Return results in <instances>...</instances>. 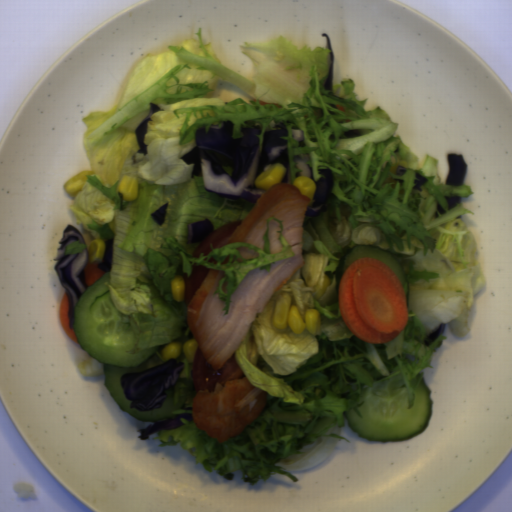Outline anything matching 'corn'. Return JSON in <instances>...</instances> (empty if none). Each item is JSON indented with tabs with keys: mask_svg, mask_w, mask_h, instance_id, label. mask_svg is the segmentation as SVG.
<instances>
[{
	"mask_svg": "<svg viewBox=\"0 0 512 512\" xmlns=\"http://www.w3.org/2000/svg\"><path fill=\"white\" fill-rule=\"evenodd\" d=\"M199 343L196 338L187 339L183 343V353L187 362L193 363Z\"/></svg>",
	"mask_w": 512,
	"mask_h": 512,
	"instance_id": "9",
	"label": "corn"
},
{
	"mask_svg": "<svg viewBox=\"0 0 512 512\" xmlns=\"http://www.w3.org/2000/svg\"><path fill=\"white\" fill-rule=\"evenodd\" d=\"M91 175H94V171L83 170L65 182L64 188L70 198L78 196L87 181V176Z\"/></svg>",
	"mask_w": 512,
	"mask_h": 512,
	"instance_id": "4",
	"label": "corn"
},
{
	"mask_svg": "<svg viewBox=\"0 0 512 512\" xmlns=\"http://www.w3.org/2000/svg\"><path fill=\"white\" fill-rule=\"evenodd\" d=\"M272 323L275 328L283 330L288 326L294 335L302 334L304 330L314 336L321 335V312L308 308L302 319L296 305L292 304L291 295L285 292L276 299Z\"/></svg>",
	"mask_w": 512,
	"mask_h": 512,
	"instance_id": "1",
	"label": "corn"
},
{
	"mask_svg": "<svg viewBox=\"0 0 512 512\" xmlns=\"http://www.w3.org/2000/svg\"><path fill=\"white\" fill-rule=\"evenodd\" d=\"M171 295L176 303L184 302L186 293V281L180 274L171 280Z\"/></svg>",
	"mask_w": 512,
	"mask_h": 512,
	"instance_id": "7",
	"label": "corn"
},
{
	"mask_svg": "<svg viewBox=\"0 0 512 512\" xmlns=\"http://www.w3.org/2000/svg\"><path fill=\"white\" fill-rule=\"evenodd\" d=\"M181 352V343L177 340L168 343L161 350L163 360L165 361L169 359H177L181 355Z\"/></svg>",
	"mask_w": 512,
	"mask_h": 512,
	"instance_id": "8",
	"label": "corn"
},
{
	"mask_svg": "<svg viewBox=\"0 0 512 512\" xmlns=\"http://www.w3.org/2000/svg\"><path fill=\"white\" fill-rule=\"evenodd\" d=\"M106 254V244L102 239H94L88 246V263L101 264L104 261Z\"/></svg>",
	"mask_w": 512,
	"mask_h": 512,
	"instance_id": "5",
	"label": "corn"
},
{
	"mask_svg": "<svg viewBox=\"0 0 512 512\" xmlns=\"http://www.w3.org/2000/svg\"><path fill=\"white\" fill-rule=\"evenodd\" d=\"M293 185L300 190V194L313 200L317 191V184L313 179L300 175L295 178Z\"/></svg>",
	"mask_w": 512,
	"mask_h": 512,
	"instance_id": "6",
	"label": "corn"
},
{
	"mask_svg": "<svg viewBox=\"0 0 512 512\" xmlns=\"http://www.w3.org/2000/svg\"><path fill=\"white\" fill-rule=\"evenodd\" d=\"M287 174V168L281 162L266 166L253 184L256 189L266 191L272 185L281 183Z\"/></svg>",
	"mask_w": 512,
	"mask_h": 512,
	"instance_id": "2",
	"label": "corn"
},
{
	"mask_svg": "<svg viewBox=\"0 0 512 512\" xmlns=\"http://www.w3.org/2000/svg\"><path fill=\"white\" fill-rule=\"evenodd\" d=\"M116 192L121 193L123 200L135 201L138 197V178L124 174L117 185Z\"/></svg>",
	"mask_w": 512,
	"mask_h": 512,
	"instance_id": "3",
	"label": "corn"
}]
</instances>
